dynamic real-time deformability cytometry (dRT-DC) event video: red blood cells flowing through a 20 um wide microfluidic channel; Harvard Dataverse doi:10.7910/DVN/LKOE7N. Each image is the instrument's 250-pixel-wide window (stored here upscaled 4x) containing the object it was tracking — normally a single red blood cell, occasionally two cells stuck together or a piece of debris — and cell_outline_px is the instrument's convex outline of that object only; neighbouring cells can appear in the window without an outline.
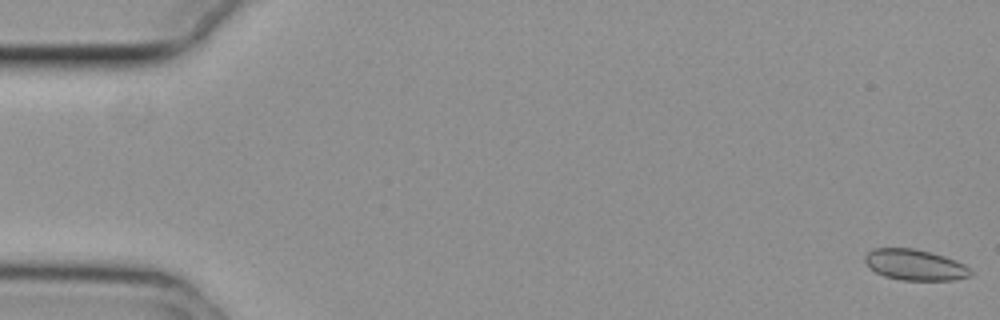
{"species": "common noctule bat (a hibernating species)", "species_latin": "Nyctalus noctula", "temperature_condition": "cold", "stored_images_in_passage": 22, "camera_frame_rate_fps": 3000, "um_per_image_px": 0.085, "animal": {"sex": "female", "body_mass_g": 29.2, "forearm_length_mm": 56.3}, "frame": {"image": 1, "passage_image": 1, "time_ms": 0.0, "image_size_px": [1000, 320], "cell_outline_px": [[972, 276], [952, 280], [900, 280], [884, 276], [876, 272], [864, 260], [864, 256], [872, 248], [912, 248], [944, 256], [956, 260], [972, 268]], "centroid_in_image_um": [77.8, 22.52], "position_along_channel_um": 7.2, "area_um2": 19.02}}
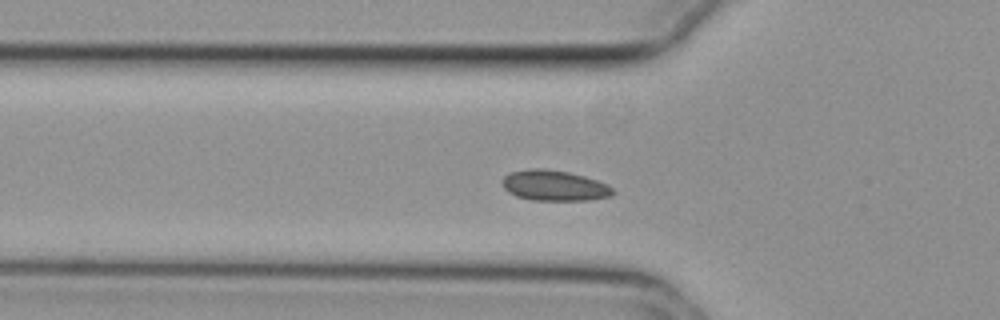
{"frame": {"image": 2, "passage_image": 20, "time_ms": 6.333, "image_size_px": [1000, 320], "cell_outline_px": [[616, 192], [612, 196], [588, 200], [532, 200], [516, 196], [508, 192], [504, 188], [504, 176], [508, 172], [532, 168], [544, 168], [568, 172], [584, 176], [596, 180], [612, 188]], "centroid_in_image_um": [47.11, 15.77], "position_along_channel_um": 78.7, "area_um2": 19.59}}